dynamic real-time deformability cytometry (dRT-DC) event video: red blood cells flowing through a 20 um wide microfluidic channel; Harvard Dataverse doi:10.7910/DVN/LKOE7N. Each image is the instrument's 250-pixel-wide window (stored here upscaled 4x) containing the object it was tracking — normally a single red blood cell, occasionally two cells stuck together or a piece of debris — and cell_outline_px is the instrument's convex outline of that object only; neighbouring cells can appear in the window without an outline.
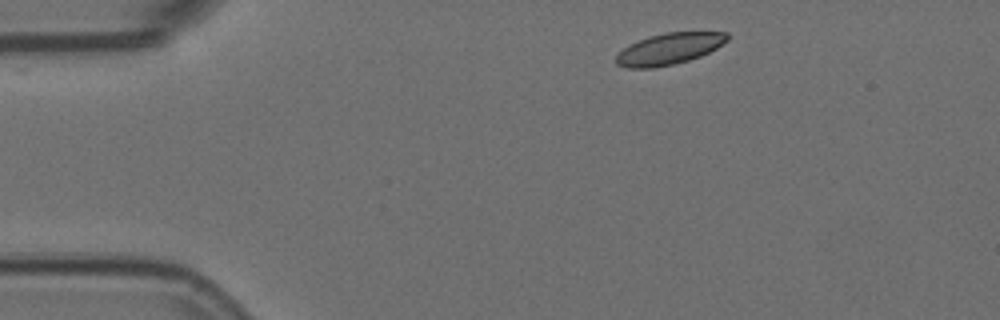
{"species": "Egyptian fruit bat (a non-hibernating species)", "species_latin": "Rousettus aegyptiacus", "temperature_condition": "room temperature", "stored_images_in_passage": 3, "camera_frame_rate_fps": 3000, "um_per_image_px": 0.085, "animal": {"sex": "female"}, "frame": {"image": 1, "passage_image": 1, "time_ms": 0.0, "image_size_px": [1000, 320], "cell_outline_px": [[728, 40], [716, 48], [700, 56], [688, 60], [672, 64], [652, 68], [628, 68], [616, 64], [616, 56], [628, 44], [648, 36], [664, 32], [728, 32]], "centroid_in_image_um": [56.86, 4.14], "position_along_channel_um": 28.1, "area_um2": 20.23}}
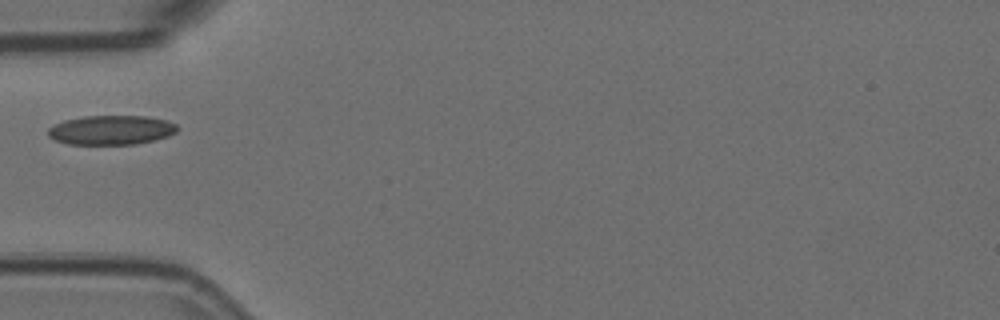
{"frame": {"image": 2, "passage_image": 3, "time_ms": 0.667, "image_size_px": [1000, 320], "cell_outline_px": [[180, 128], [176, 132], [168, 136], [136, 144], [68, 144], [56, 140], [48, 136], [48, 128], [64, 120], [84, 116], [148, 116], [168, 120], [176, 124]], "centroid_in_image_um": [9.48, 11.04], "position_along_channel_um": 75.5, "area_um2": 22.14}}